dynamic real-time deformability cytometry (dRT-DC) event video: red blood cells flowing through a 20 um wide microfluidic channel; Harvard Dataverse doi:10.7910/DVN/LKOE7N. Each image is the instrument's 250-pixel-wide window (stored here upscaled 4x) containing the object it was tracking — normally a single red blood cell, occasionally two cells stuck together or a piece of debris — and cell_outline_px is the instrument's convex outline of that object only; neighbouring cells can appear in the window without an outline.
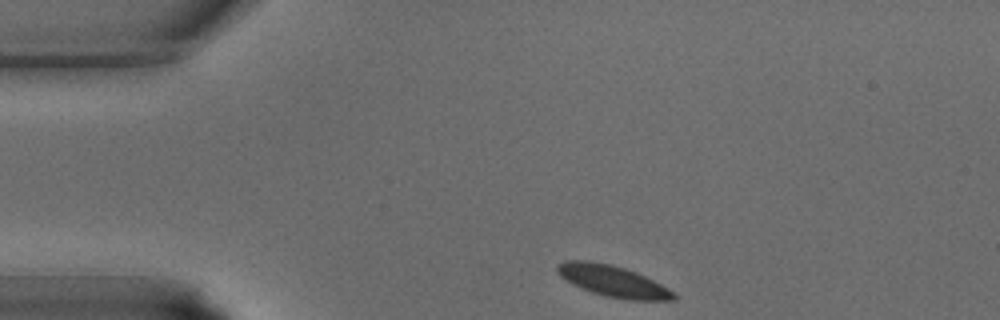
{"species": "common noctule bat (a hibernating species)", "species_latin": "Nyctalus noctula", "temperature_condition": "warm", "stored_images_in_passage": 26, "camera_frame_rate_fps": 3000, "um_per_image_px": 0.085, "animal": {"sex": "male", "body_mass_g": 15.6}, "frame": {"image": 1, "passage_image": 1, "time_ms": 0.0, "image_size_px": [1000, 320], "cell_outline_px": [[680, 296], [676, 300], [632, 300], [608, 296], [592, 292], [572, 284], [560, 276], [556, 272], [556, 264], [564, 260], [588, 260], [612, 264], [636, 272], [668, 288]], "centroid_in_image_um": [52.08, 23.88], "position_along_channel_um": 32.9, "area_um2": 21.27}}
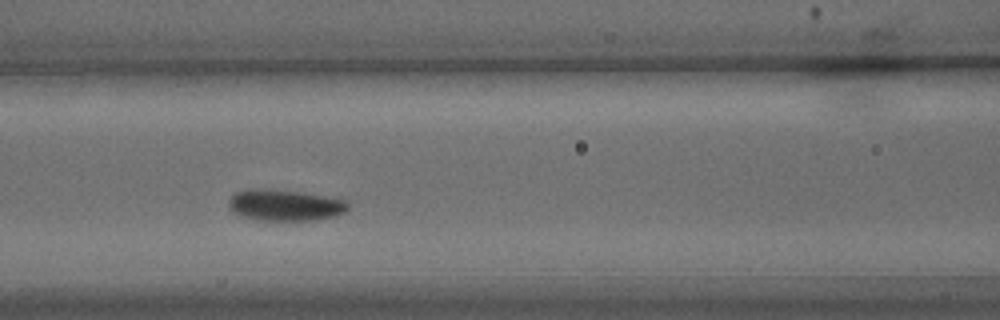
{"frame": {"image": 2, "passage_image": 10, "time_ms": 3.0, "image_size_px": [1000, 320], "cell_outline_px": [[348, 208], [344, 212], [336, 216], [316, 220], [256, 220], [240, 216], [232, 212], [228, 204], [228, 200], [236, 192], [296, 192], [348, 200]], "centroid_in_image_um": [24.28, 17.51], "position_along_channel_um": 142.3, "area_um2": 20.69}}
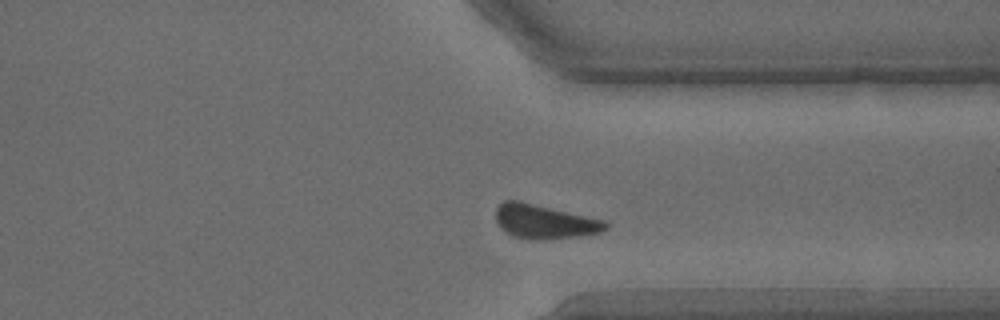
{"frame": {"image": 3, "passage_image": 23, "time_ms": 7.333, "image_size_px": [1000, 320], "cell_outline_px": [[608, 228], [600, 232], [580, 236], [516, 236], [500, 228], [496, 220], [496, 208], [504, 200], [520, 200], [604, 220], [608, 224]], "centroid_in_image_um": [46.28, 18.76], "position_along_channel_um": 365.1, "area_um2": 20.75}}